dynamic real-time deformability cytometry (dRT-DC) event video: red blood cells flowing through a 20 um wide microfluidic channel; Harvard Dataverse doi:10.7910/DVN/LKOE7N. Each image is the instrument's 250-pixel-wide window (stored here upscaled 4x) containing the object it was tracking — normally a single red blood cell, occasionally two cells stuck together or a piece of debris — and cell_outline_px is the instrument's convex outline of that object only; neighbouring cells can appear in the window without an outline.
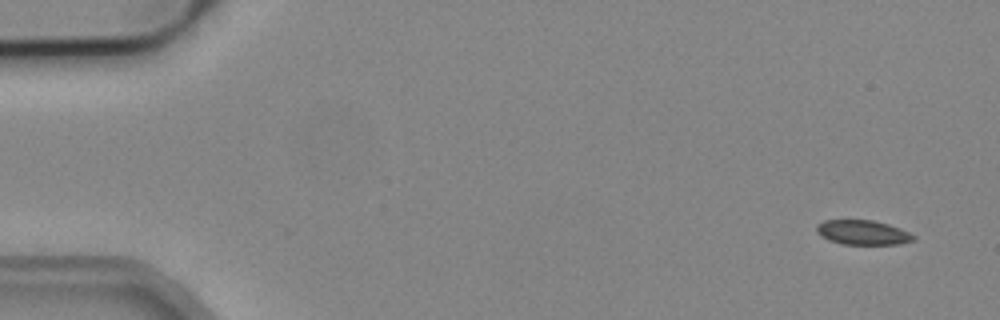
{"species": "common noctule bat (a hibernating species)", "species_latin": "Nyctalus noctula", "temperature_condition": "cold", "stored_images_in_passage": 4, "camera_frame_rate_fps": 3000, "um_per_image_px": 0.085, "animal": {"sex": "male", "body_mass_g": 19.2, "forearm_length_mm": 51.8}, "frame": {"image": 1, "passage_image": 1, "time_ms": 0.0, "image_size_px": [1000, 320], "cell_outline_px": [[916, 240], [900, 244], [844, 244], [828, 240], [820, 236], [816, 232], [816, 224], [824, 220], [872, 220], [888, 224], [900, 228], [916, 236]], "centroid_in_image_um": [73.32, 19.76], "position_along_channel_um": 11.7, "area_um2": 13.99}}